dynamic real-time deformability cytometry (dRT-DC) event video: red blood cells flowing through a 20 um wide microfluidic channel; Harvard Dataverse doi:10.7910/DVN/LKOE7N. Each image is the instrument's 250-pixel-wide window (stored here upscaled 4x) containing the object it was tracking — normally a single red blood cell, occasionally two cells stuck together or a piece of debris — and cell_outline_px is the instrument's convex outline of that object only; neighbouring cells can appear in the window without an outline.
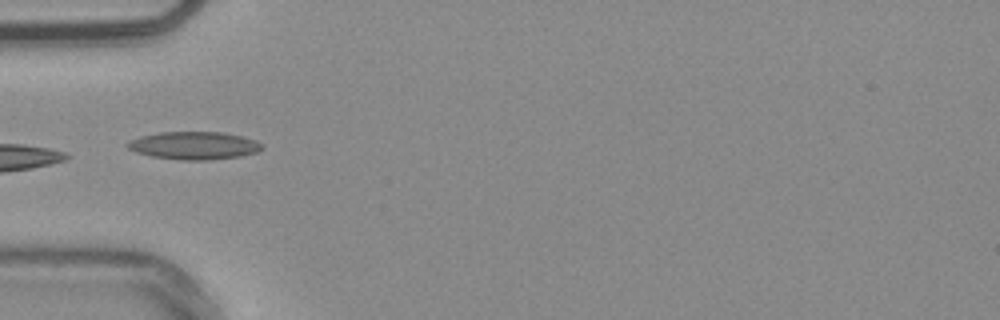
{"species": "common noctule bat (a hibernating species)", "species_latin": "Nyctalus noctula", "temperature_condition": "warm", "stored_images_in_passage": 35, "camera_frame_rate_fps": 3000, "um_per_image_px": 0.085, "animal": {"sex": "male", "body_mass_g": 20.4}, "frame": {"image": 1, "passage_image": 1, "time_ms": 0.0, "image_size_px": [1000, 320], "cell_outline_px": [[264, 148], [256, 152], [240, 156], [208, 160], [180, 160], [152, 156], [136, 152], [128, 148], [124, 144], [128, 140], [140, 136], [160, 132], [220, 132], [240, 136], [256, 140], [264, 144]], "centroid_in_image_um": [16.48, 12.37], "position_along_channel_um": 68.5, "area_um2": 21.85}, "authors_computed_cell_mechanics": {"area_um2": 19.074, "velocity_mm_per_s": 3.813, "shape_relaxation_time_tau1_ms": null, "shape_relaxation_time_tau2_ms": 2.5315, "deformation_change_tau1": null, "deformation_change_tau2": 0.1144}}